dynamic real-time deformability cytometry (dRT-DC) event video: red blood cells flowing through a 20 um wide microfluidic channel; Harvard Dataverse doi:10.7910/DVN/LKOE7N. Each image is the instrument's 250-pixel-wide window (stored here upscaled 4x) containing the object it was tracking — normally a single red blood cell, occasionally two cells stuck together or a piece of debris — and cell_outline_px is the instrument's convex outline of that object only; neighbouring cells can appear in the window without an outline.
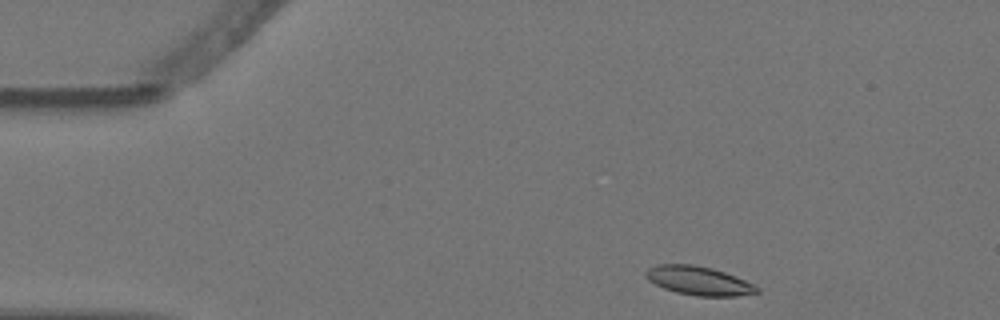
{"species": "Egyptian fruit bat (a non-hibernating species)", "species_latin": "Rousettus aegyptiacus", "temperature_condition": "warm", "stored_images_in_passage": 2, "camera_frame_rate_fps": 3000, "um_per_image_px": 0.085, "animal": {"sex": "female"}, "frame": {"image": 1, "passage_image": 1, "time_ms": 0.0, "image_size_px": [1000, 320], "cell_outline_px": [[760, 292], [736, 296], [696, 296], [676, 292], [664, 288], [648, 280], [644, 276], [644, 272], [648, 268], [660, 264], [692, 264], [712, 268], [724, 272], [744, 280], [760, 288]], "centroid_in_image_um": [59.37, 23.86], "position_along_channel_um": 25.6, "area_um2": 18.55}}